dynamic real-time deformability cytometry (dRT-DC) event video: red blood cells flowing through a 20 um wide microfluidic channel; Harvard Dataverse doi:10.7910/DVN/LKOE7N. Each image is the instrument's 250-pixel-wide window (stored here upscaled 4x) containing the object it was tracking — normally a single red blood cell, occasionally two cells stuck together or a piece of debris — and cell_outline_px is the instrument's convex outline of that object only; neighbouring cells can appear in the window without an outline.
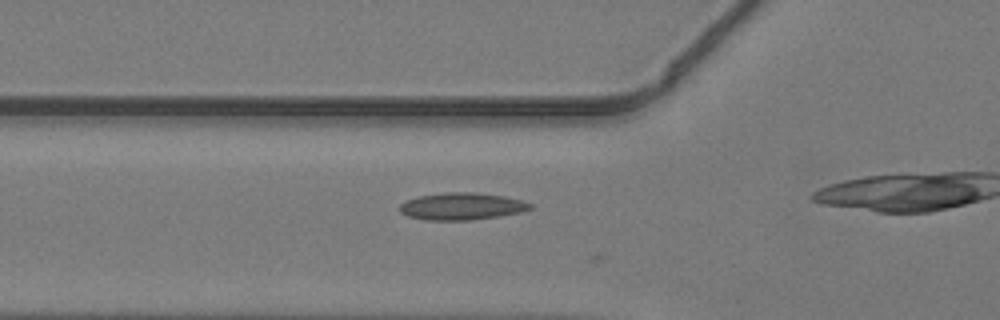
{"species": "common noctule bat (a hibernating species)", "species_latin": "Nyctalus noctula", "temperature_condition": "warm", "stored_images_in_passage": 15, "camera_frame_rate_fps": 3000, "um_per_image_px": 0.085, "animal": {"sex": "male", "body_mass_g": 19.2, "forearm_length_mm": 51.8}, "frame": {"image": 1, "passage_image": 2, "time_ms": 0.333, "image_size_px": [1000, 320], "cell_outline_px": [[532, 208], [520, 212], [500, 216], [472, 220], [428, 220], [408, 216], [400, 212], [400, 204], [404, 200], [420, 196], [444, 192], [476, 192], [504, 196], [520, 200], [532, 204]], "centroid_in_image_um": [39.23, 17.53], "position_along_channel_um": 86.6, "area_um2": 20.63}}
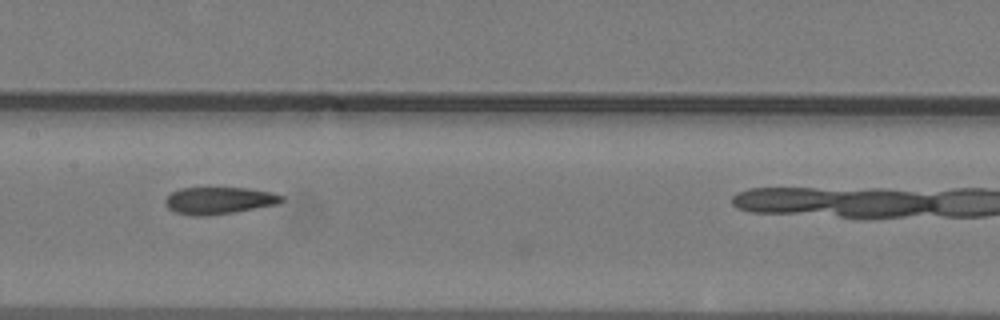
{"frame": {"image": 2, "passage_image": 9, "time_ms": 2.667, "image_size_px": [1000, 320], "cell_outline_px": [[284, 200], [280, 204], [232, 212], [204, 216], [192, 216], [176, 212], [168, 208], [164, 204], [164, 200], [172, 192], [180, 188], [248, 188], [272, 192], [284, 196]], "centroid_in_image_um": [18.63, 17.04], "position_along_channel_um": 188.8, "area_um2": 18.38}}
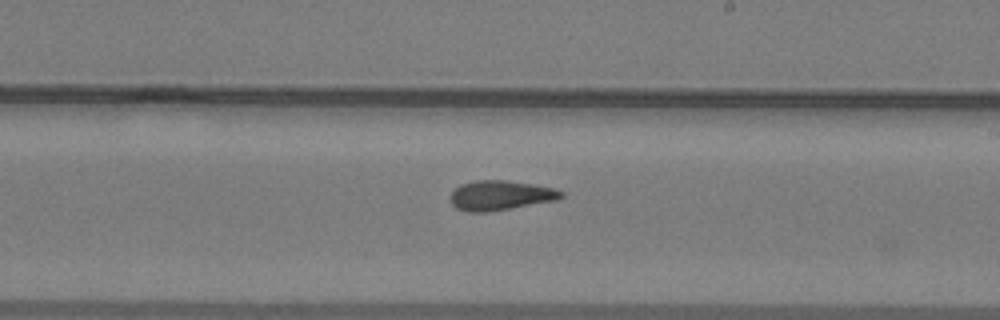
{"frame": {"image": 3, "passage_image": 13, "time_ms": 4.0, "image_size_px": [1000, 320], "cell_outline_px": [[564, 196], [556, 200], [488, 212], [468, 212], [456, 208], [452, 204], [452, 192], [460, 184], [476, 180], [504, 180], [532, 184], [556, 188], [564, 192]], "centroid_in_image_um": [42.56, 16.6], "position_along_channel_um": 246.4, "area_um2": 19.07}}